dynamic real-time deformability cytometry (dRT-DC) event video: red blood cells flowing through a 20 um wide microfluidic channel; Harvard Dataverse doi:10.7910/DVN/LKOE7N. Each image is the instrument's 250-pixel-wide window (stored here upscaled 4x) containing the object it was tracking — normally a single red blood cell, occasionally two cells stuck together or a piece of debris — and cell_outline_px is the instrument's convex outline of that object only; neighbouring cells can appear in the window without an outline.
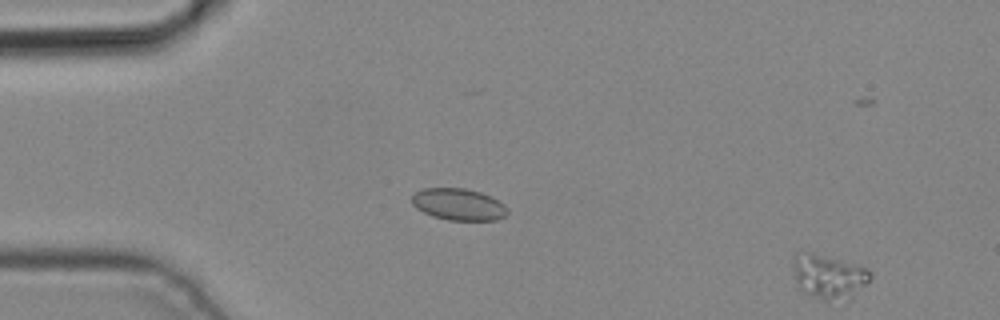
{"species": "common noctule bat (a hibernating species)", "species_latin": "Nyctalus noctula", "temperature_condition": "cold", "stored_images_in_passage": 4, "segment_of_instrument_passage": [2, 2], "camera_frame_rate_fps": 3000, "um_per_image_px": 0.085, "animal": {"sex": "male", "body_mass_g": 19.2, "forearm_length_mm": 51.8}, "frame": {"image": 1, "passage_image": 4, "time_ms": 1.0, "image_size_px": [1000, 320], "cell_outline_px": [[872, 276], [864, 284], [828, 304], [796, 288], [792, 264], [796, 260], [808, 252], [868, 268]], "centroid_in_image_um": [70.36, 23.53], "position_along_channel_um": 14.6, "area_um2": 18.73}}